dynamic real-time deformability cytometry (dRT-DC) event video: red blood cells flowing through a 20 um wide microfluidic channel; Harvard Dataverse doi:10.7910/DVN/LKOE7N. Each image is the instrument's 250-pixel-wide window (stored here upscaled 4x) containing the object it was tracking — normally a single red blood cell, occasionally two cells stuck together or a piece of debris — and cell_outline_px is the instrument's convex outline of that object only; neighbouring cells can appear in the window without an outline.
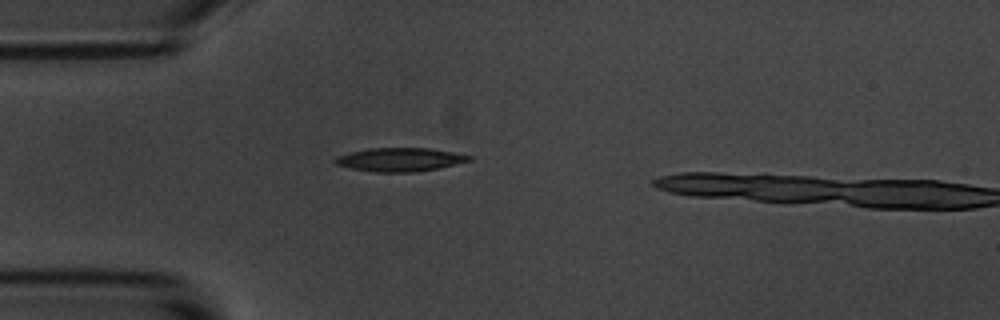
{"species": "common noctule bat (a hibernating species)", "species_latin": "Nyctalus noctula", "temperature_condition": "room temperature", "stored_images_in_passage": 1, "camera_frame_rate_fps": 3000, "um_per_image_px": 0.085, "animal": {"sex": "male", "body_mass_g": 20.1, "forearm_length_mm": 53.5}, "frame": {"image": 1, "passage_image": 1, "time_ms": 0.0, "image_size_px": [1000, 320], "cell_outline_px": [[472, 160], [440, 168], [412, 172], [376, 172], [352, 168], [336, 164], [332, 160], [336, 156], [368, 148], [428, 148], [452, 152], [472, 156]], "centroid_in_image_um": [33.99, 13.56], "position_along_channel_um": 51.0, "area_um2": 18.26}}